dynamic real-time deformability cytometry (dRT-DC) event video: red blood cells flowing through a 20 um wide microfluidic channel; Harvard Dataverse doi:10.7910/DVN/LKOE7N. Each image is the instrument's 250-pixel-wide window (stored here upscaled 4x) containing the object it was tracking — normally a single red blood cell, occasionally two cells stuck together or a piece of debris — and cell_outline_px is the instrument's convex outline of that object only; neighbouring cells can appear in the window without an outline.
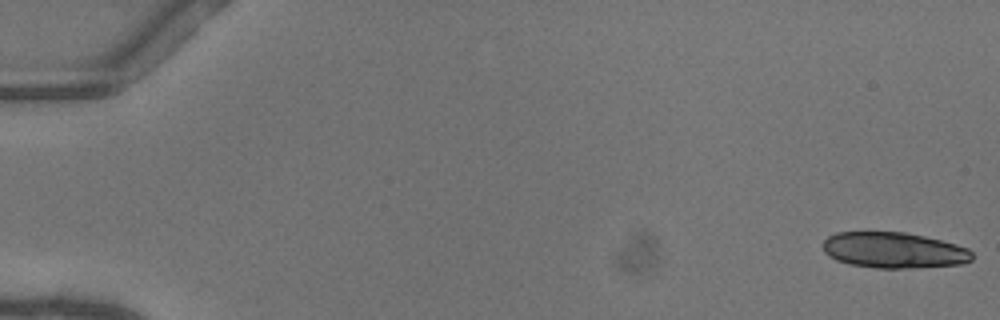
{"species": "common noctule bat (a hibernating species)", "species_latin": "Nyctalus noctula", "temperature_condition": "warm", "stored_images_in_passage": 50, "camera_frame_rate_fps": 3000, "um_per_image_px": 0.085, "animal": {"sex": "female"}, "frame": {"image": 1, "passage_image": 1, "time_ms": 0.0, "image_size_px": [1000, 320], "cell_outline_px": [[972, 260], [960, 264], [908, 268], [876, 268], [848, 264], [836, 260], [828, 256], [824, 252], [824, 240], [828, 236], [836, 232], [904, 232], [924, 236], [956, 244], [968, 248], [972, 252]], "centroid_in_image_um": [75.95, 21.27], "position_along_channel_um": 9.1, "area_um2": 31.15}}
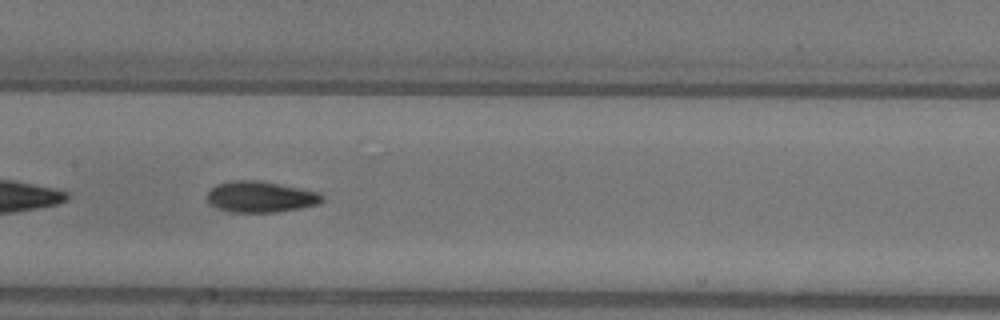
{"frame": {"image": 2, "passage_image": 27, "time_ms": 8.667, "image_size_px": [1000, 320], "cell_outline_px": [[324, 200], [316, 204], [276, 212], [228, 212], [216, 208], [208, 200], [208, 192], [216, 184], [232, 180], [256, 180], [320, 192], [324, 196]], "centroid_in_image_um": [22.12, 16.73], "position_along_channel_um": 185.3, "area_um2": 20.58}}
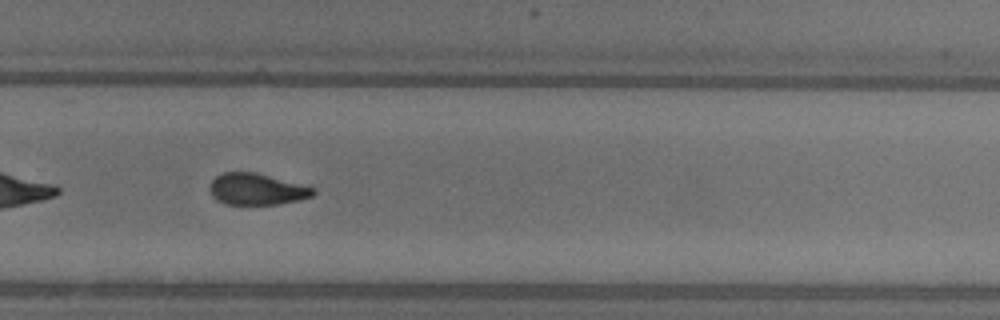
{"frame": {"image": 3, "passage_image": 36, "time_ms": 11.667, "image_size_px": [1000, 320], "cell_outline_px": [[316, 192], [312, 196], [280, 204], [224, 204], [216, 200], [212, 196], [208, 188], [212, 180], [216, 176], [224, 172], [256, 172], [316, 188]], "centroid_in_image_um": [21.79, 16.08], "position_along_channel_um": 308.0, "area_um2": 19.02}, "authors_computed_cell_mechanics": {"area_um2": 20.519, "velocity_mm_per_s": 4.111, "shape_relaxation_time_tau1_ms": 5.0845, "shape_relaxation_time_tau2_ms": 1.649, "deformation_change_tau1": 0.1541, "deformation_change_tau2": 0.0745}}